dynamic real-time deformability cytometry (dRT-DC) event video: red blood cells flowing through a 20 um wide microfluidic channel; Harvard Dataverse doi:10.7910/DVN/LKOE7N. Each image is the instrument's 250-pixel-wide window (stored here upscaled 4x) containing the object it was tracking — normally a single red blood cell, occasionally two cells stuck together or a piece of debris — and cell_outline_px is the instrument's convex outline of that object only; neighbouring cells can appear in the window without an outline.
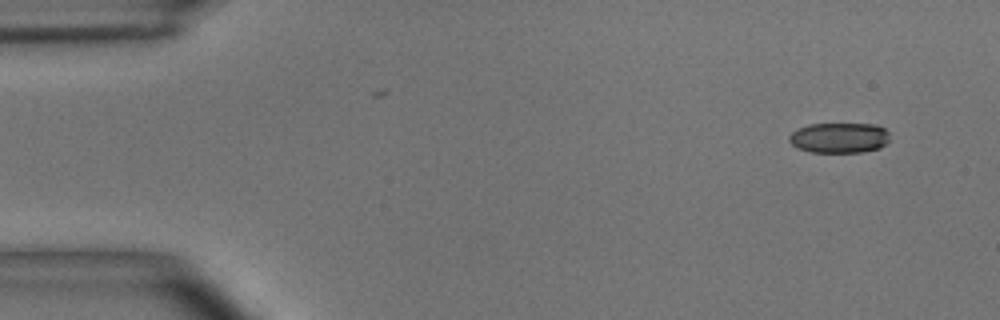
{"species": "common noctule bat (a hibernating species)", "species_latin": "Nyctalus noctula", "temperature_condition": "room temperature", "stored_images_in_passage": 5, "camera_frame_rate_fps": 3000, "um_per_image_px": 0.085, "animal": {"sex": "male", "body_mass_g": 15.6}, "frame": {"image": 1, "passage_image": 1, "time_ms": 0.0, "image_size_px": [1000, 320], "cell_outline_px": [[888, 140], [880, 148], [860, 152], [812, 152], [796, 148], [788, 140], [788, 136], [796, 128], [808, 124], [876, 124], [884, 128], [888, 132]], "centroid_in_image_um": [71.29, 11.7], "position_along_channel_um": 13.7, "area_um2": 17.86}}
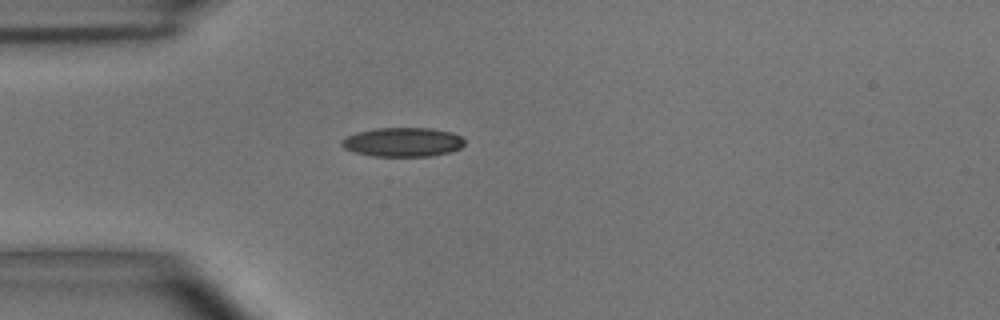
{"frame": {"image": 2, "passage_image": 4, "time_ms": 1.0, "image_size_px": [1000, 320], "cell_outline_px": [[464, 144], [460, 148], [448, 152], [432, 156], [372, 156], [356, 152], [344, 148], [340, 144], [340, 140], [356, 132], [376, 128], [432, 128], [452, 132], [460, 136], [464, 140]], "centroid_in_image_um": [34.23, 12.07], "position_along_channel_um": 50.8, "area_um2": 20.87}}